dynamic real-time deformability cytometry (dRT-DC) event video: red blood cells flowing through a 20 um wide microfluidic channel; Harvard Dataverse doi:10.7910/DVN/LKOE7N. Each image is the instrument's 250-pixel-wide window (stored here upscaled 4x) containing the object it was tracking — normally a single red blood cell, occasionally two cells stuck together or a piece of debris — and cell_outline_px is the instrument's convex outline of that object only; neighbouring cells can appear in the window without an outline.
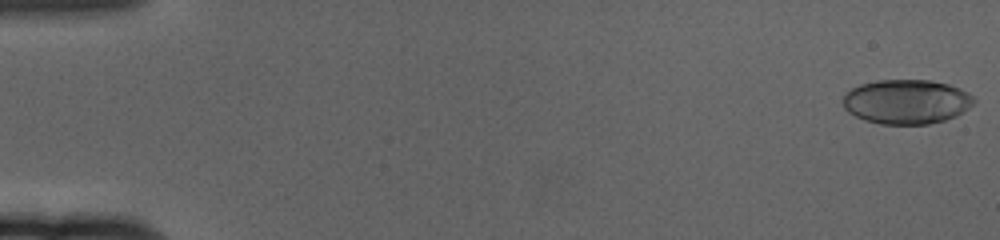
{"species": "human", "species_latin": "Homo sapiens", "temperature_condition": "cold", "stored_images_in_passage": 61, "camera_frame_rate_fps": 3000, "um_per_image_px": 0.085, "donor": {"sex": "female"}, "frame": {"image": 1, "passage_image": 1, "time_ms": 0.0, "image_size_px": [1000, 240], "cell_outline_px": [[976, 100], [968, 108], [956, 116], [944, 120], [928, 124], [880, 124], [864, 120], [848, 112], [844, 108], [844, 96], [852, 88], [860, 84], [876, 80], [932, 80], [948, 84], [968, 92]], "centroid_in_image_um": [77.05, 8.64], "position_along_channel_um": 7.9, "area_um2": 33.87}}
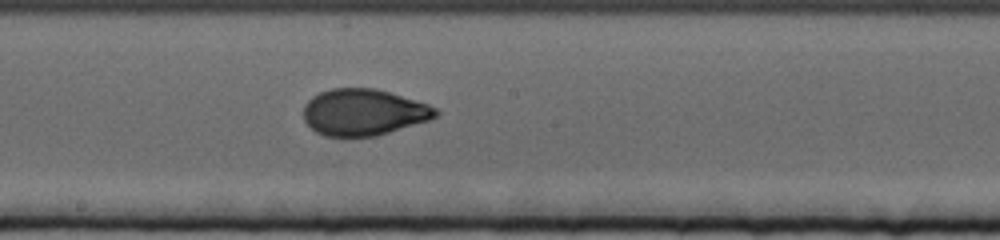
{"frame": {"image": 2, "passage_image": 34, "time_ms": 11.0, "image_size_px": [1000, 240], "cell_outline_px": [[440, 112], [436, 116], [428, 120], [376, 136], [324, 136], [316, 132], [304, 120], [304, 104], [312, 96], [320, 92], [332, 88], [376, 88], [428, 104], [436, 108]], "centroid_in_image_um": [30.88, 9.53], "position_along_channel_um": 217.3, "area_um2": 35.6}}
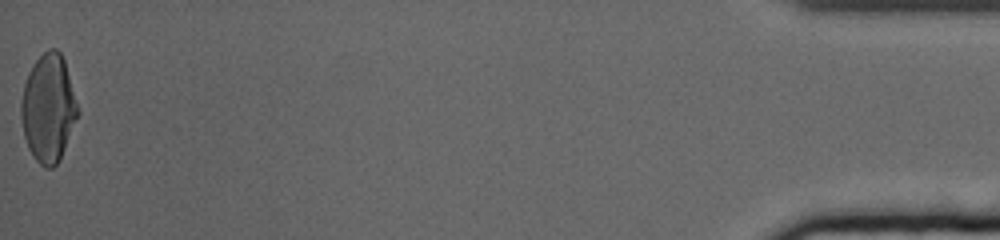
{"frame": {"image": 3, "passage_image": 61, "time_ms": 20.0, "image_size_px": [1000, 240], "cell_outline_px": [[80, 112], [60, 160], [52, 168], [44, 168], [36, 160], [28, 148], [24, 136], [20, 116], [20, 100], [24, 84], [28, 72], [36, 60], [48, 48], [56, 48], [60, 52], [64, 60]], "centroid_in_image_um": [4.1, 9.21], "position_along_channel_um": 431.1, "area_um2": 35.78}, "authors_computed_cell_mechanics": {"area_um2": 35.0268, "velocity_mm_per_s": 3.3786, "shape_relaxation_time_tau1_ms": 6.0355, "shape_relaxation_time_tau2_ms": 1.0252, "deformation_change_tau1": 0.1942, "deformation_change_tau2": 0.0555}}